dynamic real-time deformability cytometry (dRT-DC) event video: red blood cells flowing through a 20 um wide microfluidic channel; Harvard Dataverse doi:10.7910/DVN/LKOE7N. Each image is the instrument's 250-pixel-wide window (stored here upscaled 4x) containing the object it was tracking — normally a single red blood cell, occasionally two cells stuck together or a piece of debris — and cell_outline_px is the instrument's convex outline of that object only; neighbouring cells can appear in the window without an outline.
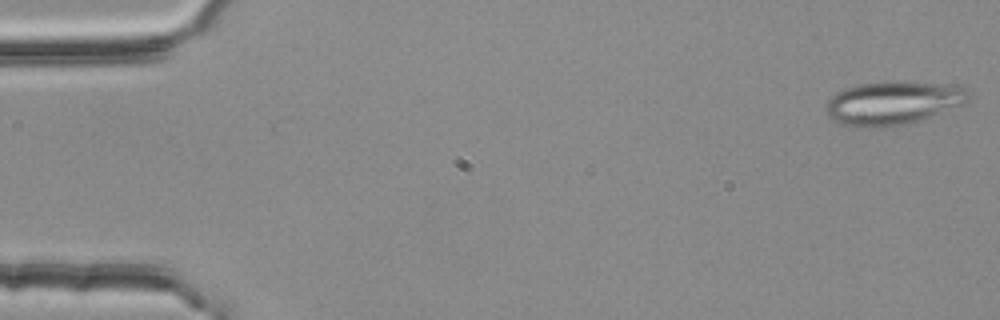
{"species": "common noctule bat (a hibernating species)", "species_latin": "Nyctalus noctula", "temperature_condition": "room temperature", "stored_images_in_passage": 5, "camera_frame_rate_fps": 3000, "um_per_image_px": 0.085, "animal": {"sex": "female", "body_mass_g": 25.1}, "frame": {"image": 1, "passage_image": 1, "time_ms": 0.0, "image_size_px": [1000, 320], "cell_outline_px": [[972, 96], [964, 104], [920, 120], [900, 124], [876, 128], [856, 128], [840, 124], [832, 120], [828, 116], [824, 108], [824, 104], [836, 92], [844, 88], [856, 84], [888, 80], [904, 80], [956, 84], [964, 88]], "centroid_in_image_um": [75.88, 8.72], "position_along_channel_um": 9.1, "area_um2": 37.17}}